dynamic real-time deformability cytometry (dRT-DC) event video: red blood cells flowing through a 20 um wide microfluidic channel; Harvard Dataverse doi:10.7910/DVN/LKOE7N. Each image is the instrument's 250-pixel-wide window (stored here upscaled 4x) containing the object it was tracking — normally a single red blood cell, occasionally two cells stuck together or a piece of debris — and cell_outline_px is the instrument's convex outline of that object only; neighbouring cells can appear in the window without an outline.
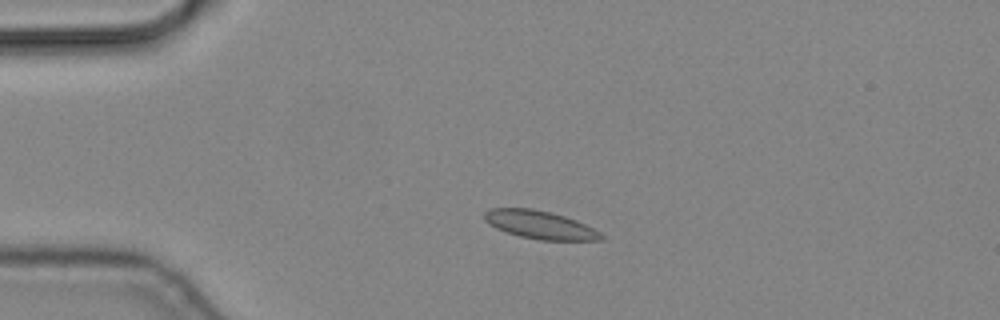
{"species": "common noctule bat (a hibernating species)", "species_latin": "Nyctalus noctula", "temperature_condition": "cold", "stored_images_in_passage": 4, "camera_frame_rate_fps": 3000, "um_per_image_px": 0.085, "animal": {"sex": "male", "body_mass_g": 19.2, "forearm_length_mm": 51.8}, "frame": {"image": 1, "passage_image": 3, "time_ms": 0.667, "image_size_px": [1000, 320], "cell_outline_px": [[604, 240], [540, 240], [520, 236], [496, 228], [488, 224], [484, 220], [484, 212], [488, 208], [532, 208], [552, 212], [576, 220], [600, 232], [604, 236]], "centroid_in_image_um": [45.87, 19.1], "position_along_channel_um": 39.1, "area_um2": 19.13}}